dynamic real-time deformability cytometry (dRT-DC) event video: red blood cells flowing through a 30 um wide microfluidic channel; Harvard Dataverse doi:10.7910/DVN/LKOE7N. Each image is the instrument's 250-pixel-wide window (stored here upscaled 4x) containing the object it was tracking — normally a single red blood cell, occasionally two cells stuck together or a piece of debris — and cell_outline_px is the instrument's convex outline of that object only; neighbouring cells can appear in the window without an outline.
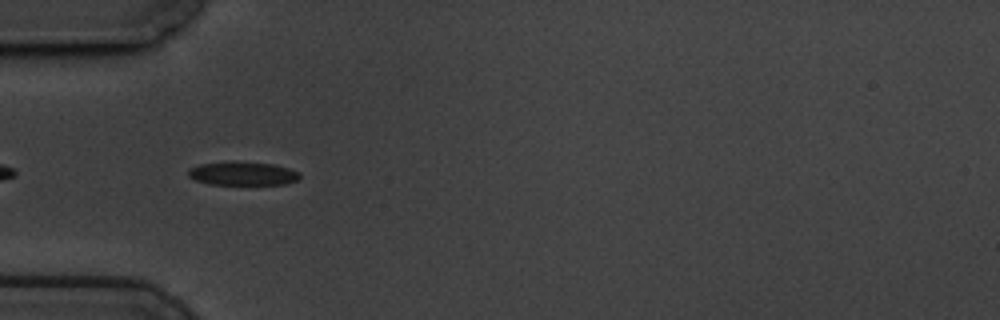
{"species": "common noctule bat (a hibernating species)", "species_latin": "Nyctalus noctula", "temperature_condition": "cold", "stored_images_in_passage": 43, "camera_frame_rate_fps": 3000, "um_per_image_px": 0.085, "animal": {"sex": "male", "body_mass_g": 19.5, "forearm_length_mm": 54.6}, "frame": {"image": 1, "passage_image": 3, "time_ms": 0.667, "image_size_px": [1000, 320], "cell_outline_px": [[300, 176], [296, 180], [284, 184], [208, 184], [196, 180], [188, 176], [188, 168], [200, 164], [228, 160], [272, 164], [288, 168], [300, 172]], "centroid_in_image_um": [20.58, 14.73], "position_along_channel_um": 64.4, "area_um2": 15.43}}
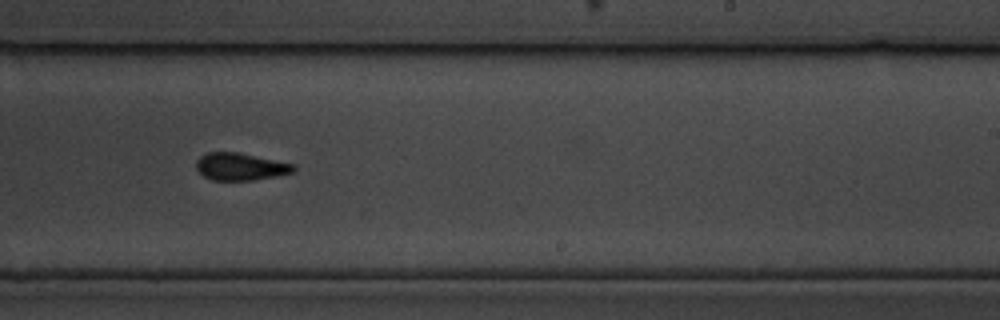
{"frame": {"image": 2, "passage_image": 21, "time_ms": 6.667, "image_size_px": [1000, 320], "cell_outline_px": [[296, 168], [292, 172], [252, 180], [212, 180], [204, 176], [196, 168], [196, 160], [200, 156], [208, 152], [236, 152], [296, 164]], "centroid_in_image_um": [20.41, 14.15], "position_along_channel_um": 268.6, "area_um2": 15.32}}
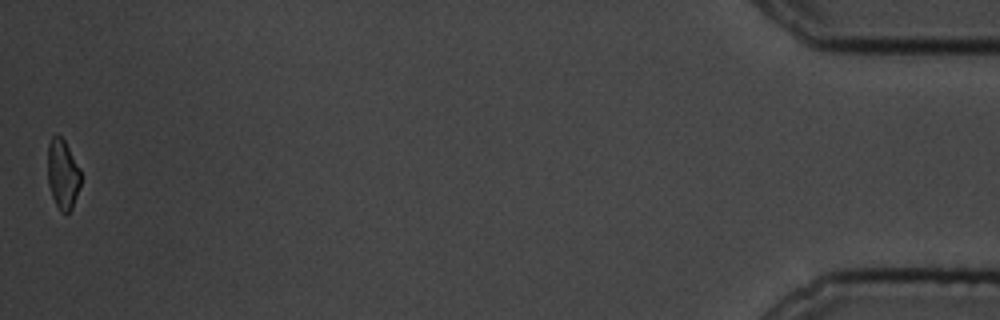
{"frame": {"image": 3, "passage_image": 43, "time_ms": 14.0, "image_size_px": [1000, 320], "cell_outline_px": [[80, 184], [72, 208], [68, 212], [60, 212], [52, 196], [48, 184], [48, 144], [52, 136], [56, 132], [64, 140], [80, 168]], "centroid_in_image_um": [5.32, 14.78], "position_along_channel_um": 429.9, "area_um2": 13.35}, "authors_computed_cell_mechanics": {"area_um2": 15.4904, "velocity_mm_per_s": 3.4321, "shape_relaxation_time_tau1_ms": null, "shape_relaxation_time_tau2_ms": 3.2892, "deformation_change_tau1": null, "deformation_change_tau2": 0.0975}}